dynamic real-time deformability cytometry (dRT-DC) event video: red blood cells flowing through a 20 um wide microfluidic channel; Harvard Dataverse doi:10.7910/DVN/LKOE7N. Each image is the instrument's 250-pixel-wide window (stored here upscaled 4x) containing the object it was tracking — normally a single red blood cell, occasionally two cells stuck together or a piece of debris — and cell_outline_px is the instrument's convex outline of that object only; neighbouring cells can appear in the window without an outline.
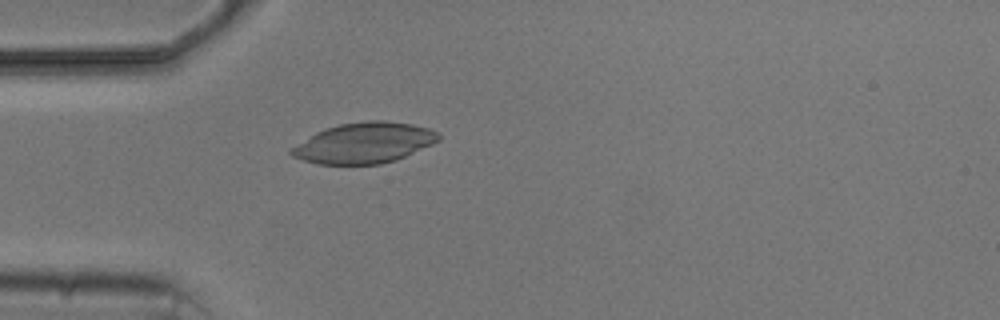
{"species": "common noctule bat (a hibernating species)", "species_latin": "Nyctalus noctula", "temperature_condition": "cold", "stored_images_in_passage": 1, "camera_frame_rate_fps": 3000, "um_per_image_px": 0.085, "animal": {"sex": "male", "body_mass_g": 20.5, "forearm_length_mm": 52.5}, "frame": {"image": 1, "passage_image": 1, "time_ms": 0.0, "image_size_px": [1000, 320], "cell_outline_px": [[440, 140], [432, 144], [396, 160], [380, 164], [320, 164], [304, 160], [292, 156], [288, 152], [288, 148], [316, 132], [324, 128], [340, 124], [368, 120], [384, 120], [412, 124], [428, 128], [436, 132], [440, 136]], "centroid_in_image_um": [30.92, 12.14], "position_along_channel_um": 54.1, "area_um2": 34.85}}